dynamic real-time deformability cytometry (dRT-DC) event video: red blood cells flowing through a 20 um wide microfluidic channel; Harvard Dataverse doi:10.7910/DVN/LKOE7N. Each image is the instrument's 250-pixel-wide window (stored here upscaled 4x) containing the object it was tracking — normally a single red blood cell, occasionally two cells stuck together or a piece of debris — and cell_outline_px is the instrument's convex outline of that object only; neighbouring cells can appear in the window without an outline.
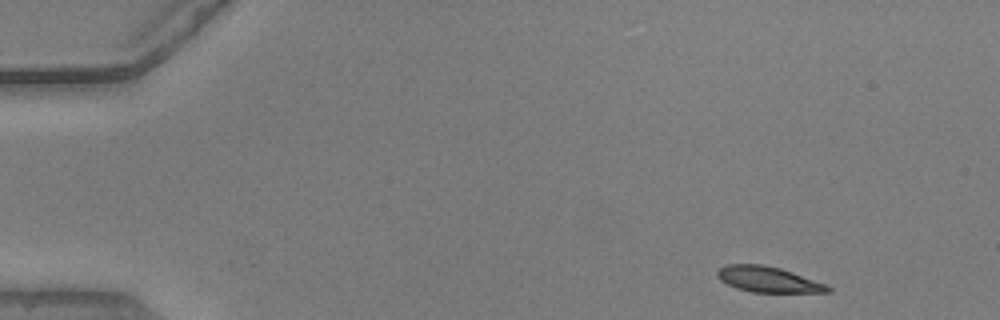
{"species": "common noctule bat (a hibernating species)", "species_latin": "Nyctalus noctula", "temperature_condition": "warm", "stored_images_in_passage": 45, "camera_frame_rate_fps": 3000, "um_per_image_px": 0.085, "animal": {"sex": "male", "body_mass_g": 20.5, "forearm_length_mm": 52.5}, "frame": {"image": 1, "passage_image": 1, "time_ms": 0.0, "image_size_px": [1000, 320], "cell_outline_px": [[832, 292], [752, 292], [736, 288], [720, 280], [716, 276], [716, 272], [720, 268], [728, 264], [760, 264], [780, 268], [792, 272], [824, 284], [832, 288]], "centroid_in_image_um": [65.25, 23.75], "position_along_channel_um": 19.7, "area_um2": 16.3}}
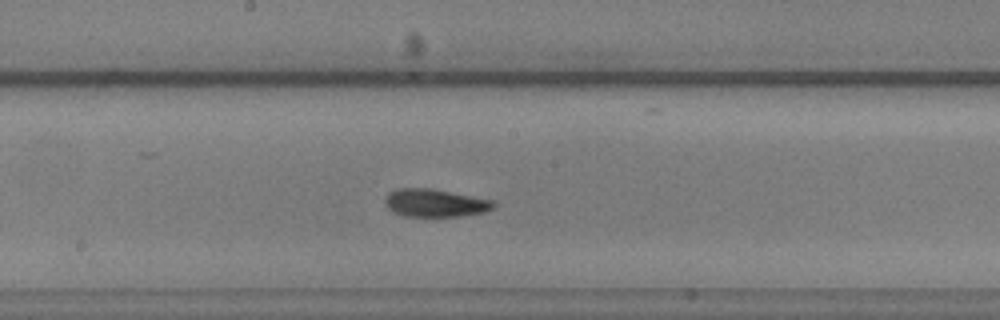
{"frame": {"image": 2, "passage_image": 24, "time_ms": 7.667, "image_size_px": [1000, 320], "cell_outline_px": [[496, 204], [492, 208], [484, 212], [460, 216], [404, 216], [392, 212], [384, 204], [384, 200], [396, 188], [432, 188], [492, 200]], "centroid_in_image_um": [36.96, 17.25], "position_along_channel_um": 211.2, "area_um2": 17.51}}
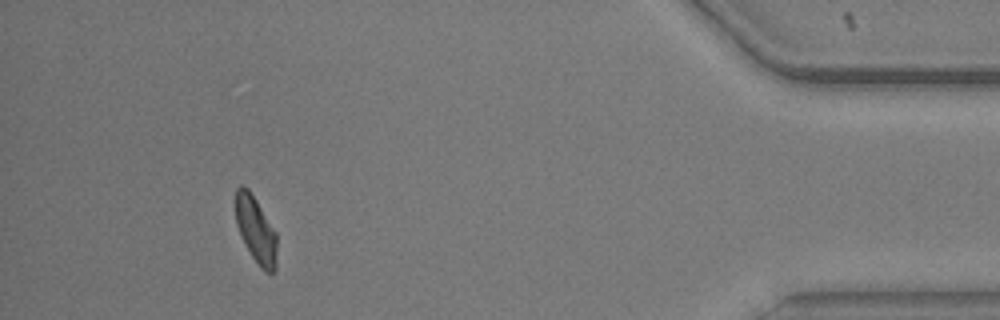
{"frame": {"image": 3, "passage_image": 44, "time_ms": 14.333, "image_size_px": [1000, 320], "cell_outline_px": [[276, 268], [272, 272], [264, 272], [260, 268], [244, 244], [236, 224], [236, 188], [240, 184], [248, 188], [256, 200], [276, 232]], "centroid_in_image_um": [21.74, 19.54], "position_along_channel_um": 413.5, "area_um2": 15.9}}